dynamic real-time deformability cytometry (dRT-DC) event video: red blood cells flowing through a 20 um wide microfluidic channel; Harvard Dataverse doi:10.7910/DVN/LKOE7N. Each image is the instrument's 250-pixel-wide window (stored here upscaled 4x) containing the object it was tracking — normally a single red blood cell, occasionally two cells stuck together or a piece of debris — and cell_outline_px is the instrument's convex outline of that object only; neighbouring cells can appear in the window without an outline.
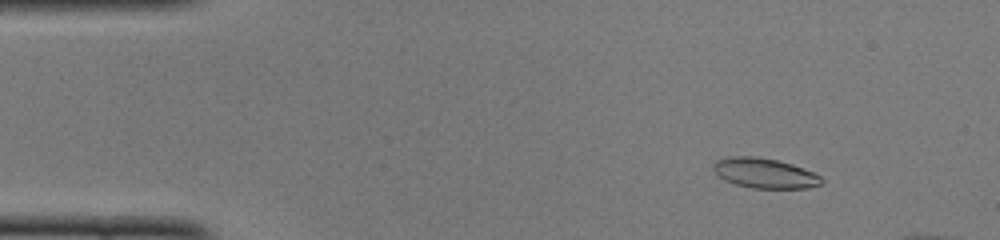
{"species": "common noctule bat (a hibernating species)", "species_latin": "Nyctalus noctula", "temperature_condition": "cold", "stored_images_in_passage": 44, "camera_frame_rate_fps": 3000, "um_per_image_px": 0.085, "animal": {"sex": "female", "body_mass_g": 22.0, "forearm_length_mm": 56.7}, "frame": {"image": 1, "passage_image": 4, "time_ms": 1.0, "image_size_px": [1000, 240], "cell_outline_px": [[824, 180], [820, 184], [808, 188], [752, 188], [736, 184], [724, 180], [712, 168], [712, 164], [716, 160], [728, 156], [756, 156], [776, 160], [792, 164], [812, 172], [820, 176]], "centroid_in_image_um": [64.97, 14.71], "position_along_channel_um": 20.0, "area_um2": 18.84}}
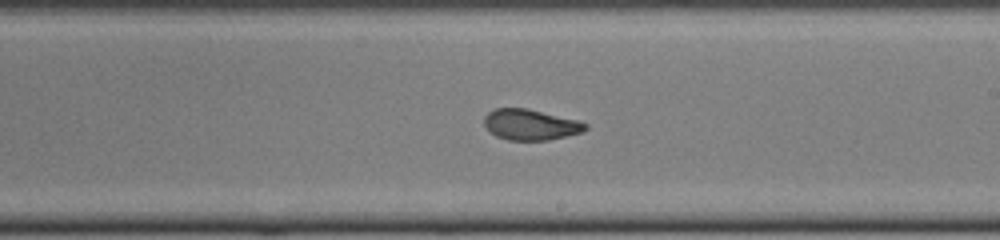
{"frame": {"image": 2, "passage_image": 27, "time_ms": 8.667, "image_size_px": [1000, 240], "cell_outline_px": [[588, 128], [580, 132], [548, 140], [508, 140], [496, 136], [484, 124], [484, 116], [492, 108], [528, 108], [576, 120], [588, 124]], "centroid_in_image_um": [45.06, 10.58], "position_along_channel_um": 243.9, "area_um2": 17.98}}
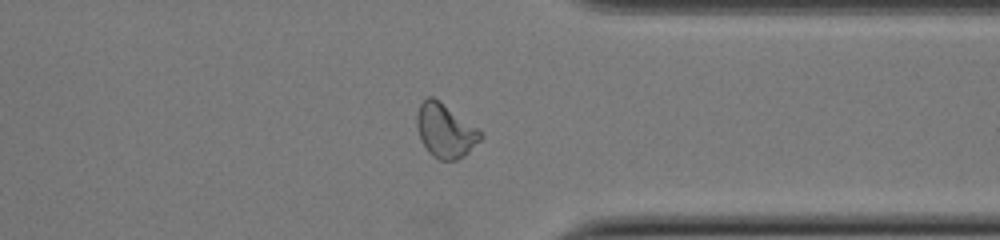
{"frame": {"image": 3, "passage_image": 37, "time_ms": 12.0, "image_size_px": [1000, 240], "cell_outline_px": [[484, 136], [464, 156], [456, 160], [440, 160], [432, 156], [428, 152], [420, 140], [416, 124], [416, 116], [420, 104], [428, 96], [432, 96], [440, 100], [484, 132]], "centroid_in_image_um": [37.85, 11.1], "position_along_channel_um": 373.5, "area_um2": 20.29}, "authors_computed_cell_mechanics": {"area_um2": 18.8428, "velocity_mm_per_s": 3.9939, "shape_relaxation_time_tau1_ms": 6.6413, "shape_relaxation_time_tau2_ms": 1.4856, "deformation_change_tau1": 0.1777, "deformation_change_tau2": 0.0755}}